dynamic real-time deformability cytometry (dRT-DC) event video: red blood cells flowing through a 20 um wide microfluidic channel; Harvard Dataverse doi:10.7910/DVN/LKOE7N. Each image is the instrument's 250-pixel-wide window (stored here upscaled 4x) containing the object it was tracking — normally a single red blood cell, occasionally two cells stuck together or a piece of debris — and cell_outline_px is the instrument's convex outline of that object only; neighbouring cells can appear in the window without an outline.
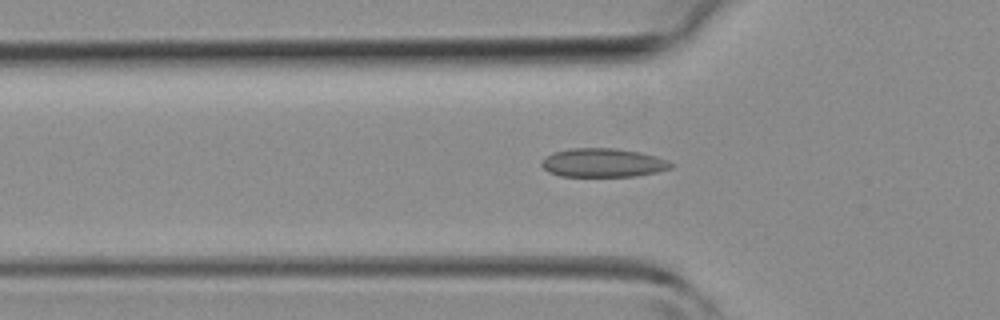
{"species": "common noctule bat (a hibernating species)", "species_latin": "Nyctalus noctula", "temperature_condition": "room temperature", "stored_images_in_passage": 38, "camera_frame_rate_fps": 3000, "um_per_image_px": 0.085, "animal": {"sex": "female", "body_mass_g": 19.3, "forearm_length_mm": 54.1}, "frame": {"image": 1, "passage_image": 13, "time_ms": 4.0, "image_size_px": [1000, 320], "cell_outline_px": [[672, 168], [656, 172], [636, 176], [560, 176], [548, 172], [540, 164], [544, 156], [552, 152], [572, 148], [616, 148], [640, 152], [656, 156], [668, 160], [672, 164]], "centroid_in_image_um": [51.23, 13.83], "position_along_channel_um": 74.6, "area_um2": 21.79}}
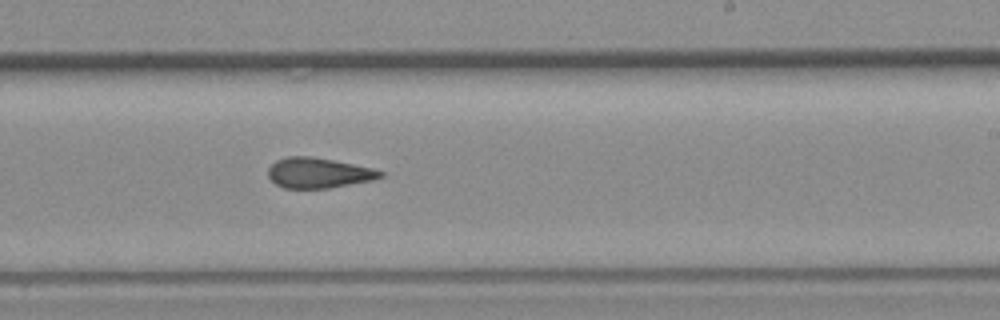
{"frame": {"image": 2, "passage_image": 25, "time_ms": 8.0, "image_size_px": [1000, 320], "cell_outline_px": [[384, 176], [372, 180], [328, 188], [284, 188], [276, 184], [268, 176], [268, 168], [276, 160], [288, 156], [308, 156], [332, 160], [372, 168], [384, 172]], "centroid_in_image_um": [27.05, 14.7], "position_along_channel_um": 261.9, "area_um2": 19.59}}
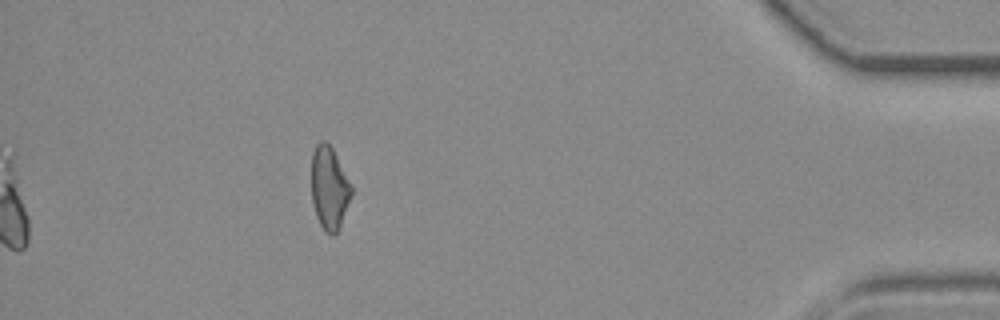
{"frame": {"image": 3, "passage_image": 38, "time_ms": 12.333, "image_size_px": [1000, 320], "cell_outline_px": [[352, 192], [340, 228], [332, 236], [324, 232], [316, 216], [312, 204], [312, 152], [316, 144], [320, 140], [324, 140], [332, 148], [352, 184]], "centroid_in_image_um": [27.99, 15.99], "position_along_channel_um": 407.2, "area_um2": 19.42}}